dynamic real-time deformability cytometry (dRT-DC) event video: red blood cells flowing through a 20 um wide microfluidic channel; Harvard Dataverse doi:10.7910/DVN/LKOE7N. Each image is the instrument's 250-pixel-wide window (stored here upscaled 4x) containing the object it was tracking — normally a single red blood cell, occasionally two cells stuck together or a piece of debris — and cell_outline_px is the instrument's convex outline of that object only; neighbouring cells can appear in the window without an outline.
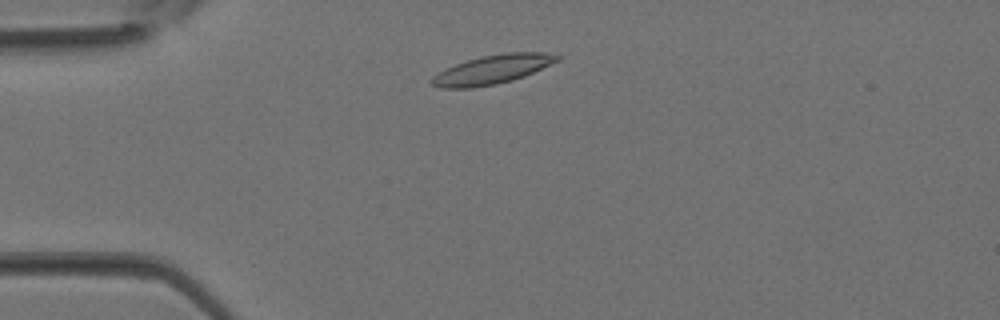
{"species": "Egyptian fruit bat (a non-hibernating species)", "species_latin": "Rousettus aegyptiacus", "temperature_condition": "room temperature", "stored_images_in_passage": 31, "camera_frame_rate_fps": 3000, "um_per_image_px": 0.085, "animal": {"sex": "female"}, "frame": {"image": 1, "passage_image": 2, "time_ms": 0.333, "image_size_px": [1000, 320], "cell_outline_px": [[564, 56], [560, 60], [524, 76], [512, 80], [496, 84], [472, 88], [440, 88], [432, 84], [428, 80], [432, 76], [456, 64], [480, 56], [504, 52], [544, 52]], "centroid_in_image_um": [41.88, 5.9], "position_along_channel_um": 43.1, "area_um2": 21.21}}
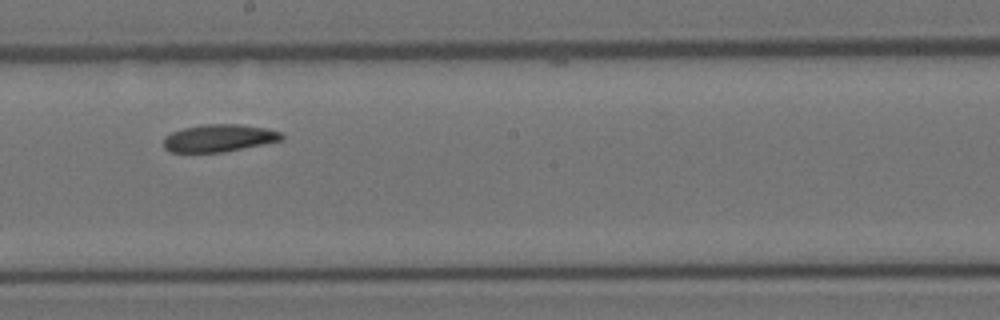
{"frame": {"image": 2, "passage_image": 14, "time_ms": 4.333, "image_size_px": [1000, 320], "cell_outline_px": [[284, 140], [224, 152], [172, 152], [164, 148], [164, 136], [172, 132], [184, 128], [204, 124], [240, 124], [268, 128], [280, 132], [284, 136]], "centroid_in_image_um": [18.64, 11.73], "position_along_channel_um": 229.6, "area_um2": 18.96}}
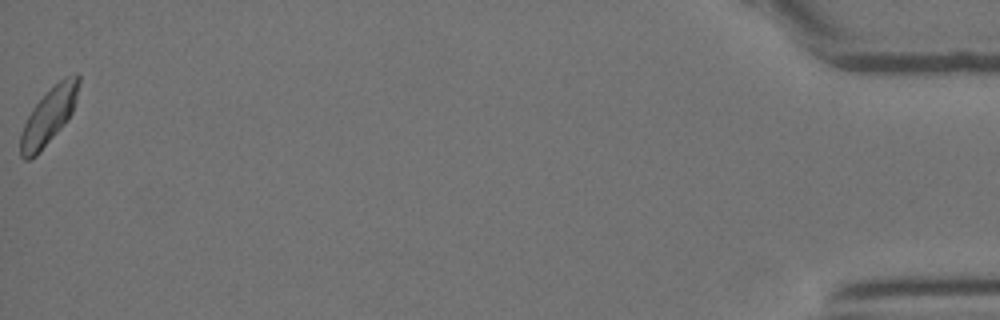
{"frame": {"image": 3, "passage_image": 31, "time_ms": 10.0, "image_size_px": [1000, 320], "cell_outline_px": [[80, 80], [76, 100], [72, 112], [68, 120], [40, 152], [36, 156], [28, 160], [24, 160], [20, 156], [20, 136], [24, 124], [32, 108], [64, 76], [76, 72], [80, 76]], "centroid_in_image_um": [4.16, 9.88], "position_along_channel_um": 431.0, "area_um2": 19.02}}